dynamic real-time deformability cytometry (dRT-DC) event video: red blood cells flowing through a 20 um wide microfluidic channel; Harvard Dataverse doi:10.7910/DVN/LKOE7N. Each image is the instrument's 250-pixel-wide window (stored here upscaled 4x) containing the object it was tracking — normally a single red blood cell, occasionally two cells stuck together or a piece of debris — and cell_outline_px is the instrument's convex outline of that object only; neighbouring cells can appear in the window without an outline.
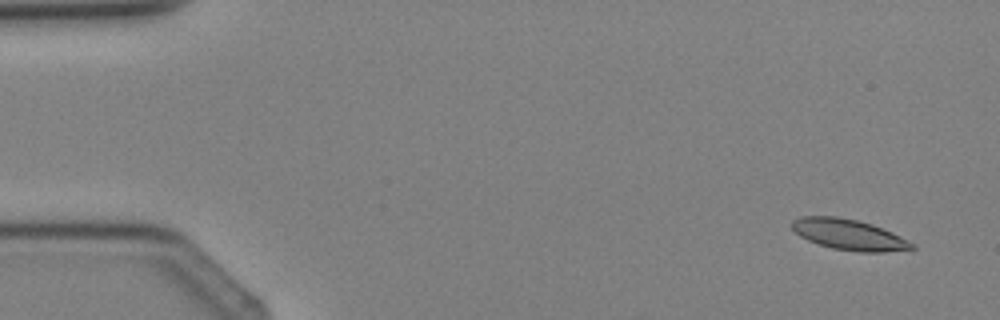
{"species": "Egyptian fruit bat (a non-hibernating species)", "species_latin": "Rousettus aegyptiacus", "temperature_condition": "cold", "stored_images_in_passage": 4, "camera_frame_rate_fps": 3000, "um_per_image_px": 0.085, "animal": {"sex": "female"}, "frame": {"image": 1, "passage_image": 1, "time_ms": 0.0, "image_size_px": [1000, 320], "cell_outline_px": [[916, 248], [884, 252], [860, 252], [832, 248], [808, 240], [800, 236], [792, 228], [792, 220], [800, 216], [836, 216], [856, 220], [872, 224], [892, 232], [916, 244]], "centroid_in_image_um": [72.17, 19.94], "position_along_channel_um": 12.8, "area_um2": 21.39}}
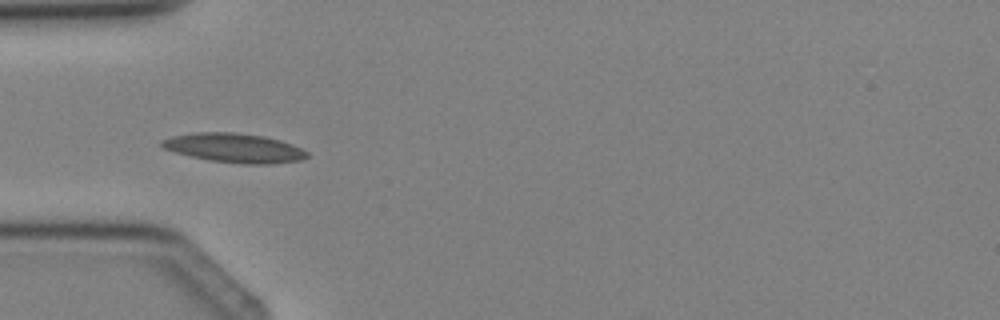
{"frame": {"image": 2, "passage_image": 4, "time_ms": 3.333, "image_size_px": [1000, 320], "cell_outline_px": [[308, 156], [300, 160], [272, 164], [244, 164], [208, 160], [176, 152], [164, 148], [160, 144], [160, 140], [172, 136], [196, 132], [236, 132], [264, 136], [280, 140], [292, 144], [308, 152]], "centroid_in_image_um": [19.92, 12.57], "position_along_channel_um": 65.1, "area_um2": 24.68}}